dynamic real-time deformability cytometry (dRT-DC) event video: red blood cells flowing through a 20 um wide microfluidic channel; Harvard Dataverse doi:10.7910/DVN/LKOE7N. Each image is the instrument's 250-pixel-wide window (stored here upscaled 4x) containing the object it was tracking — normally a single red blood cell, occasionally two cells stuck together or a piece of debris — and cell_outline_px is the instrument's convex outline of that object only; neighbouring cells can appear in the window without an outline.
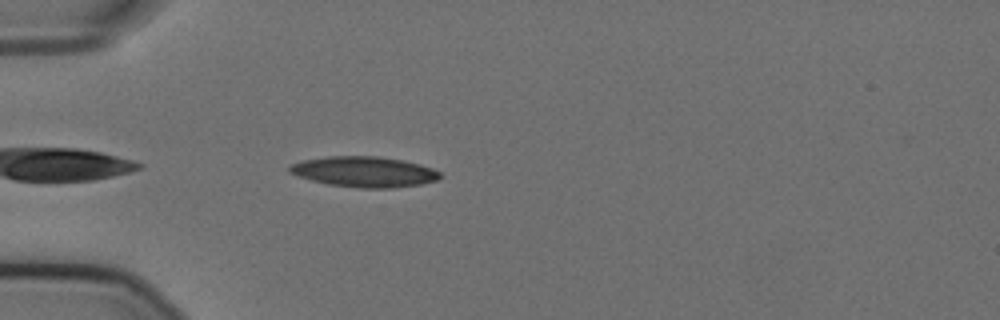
{"species": "Egyptian fruit bat (a non-hibernating species)", "species_latin": "Rousettus aegyptiacus", "temperature_condition": "cold", "stored_images_in_passage": 43, "camera_frame_rate_fps": 3000, "um_per_image_px": 0.085, "animal": {"sex": "female"}, "frame": {"image": 1, "passage_image": 3, "time_ms": 0.667, "image_size_px": [1000, 320], "cell_outline_px": [[440, 176], [436, 180], [420, 184], [392, 188], [360, 188], [328, 184], [312, 180], [288, 172], [288, 168], [292, 164], [300, 160], [328, 156], [380, 156], [404, 160], [420, 164], [432, 168], [440, 172]], "centroid_in_image_um": [30.95, 14.59], "position_along_channel_um": 54.0, "area_um2": 26.76}}
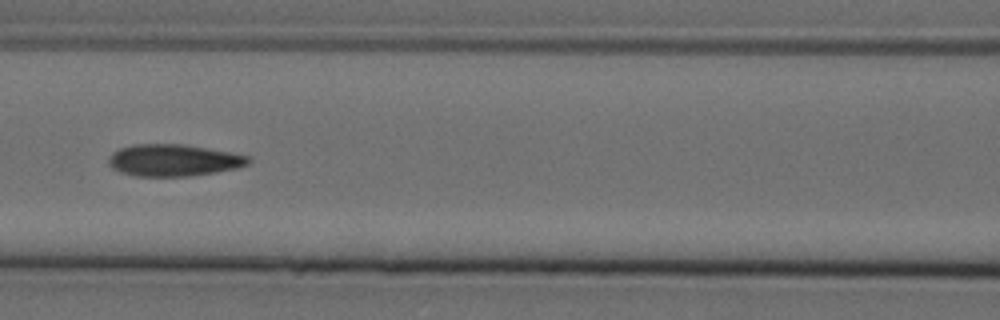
{"frame": {"image": 2, "passage_image": 12, "time_ms": 3.667, "image_size_px": [1000, 320], "cell_outline_px": [[252, 160], [248, 164], [240, 168], [216, 172], [188, 176], [136, 176], [120, 172], [112, 168], [108, 164], [108, 156], [112, 152], [120, 148], [132, 144], [180, 144], [232, 152], [248, 156]], "centroid_in_image_um": [14.75, 13.62], "position_along_channel_um": 151.9, "area_um2": 26.13}}
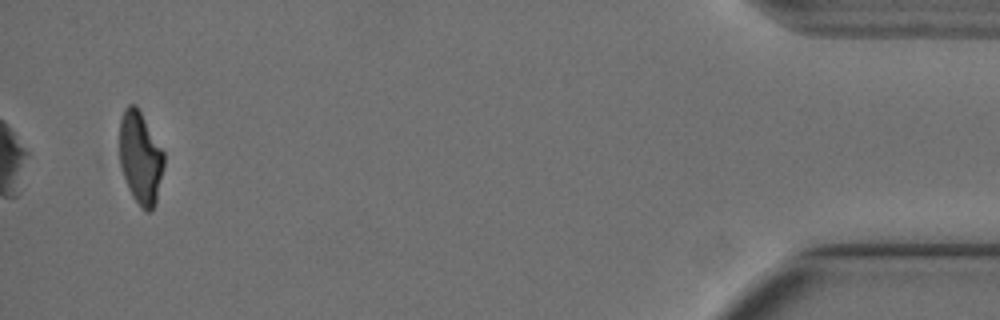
{"frame": {"image": 3, "passage_image": 41, "time_ms": 13.333, "image_size_px": [1000, 320], "cell_outline_px": [[164, 168], [156, 204], [148, 212], [144, 212], [140, 208], [132, 196], [128, 188], [120, 164], [120, 120], [124, 108], [128, 104], [136, 104], [164, 152]], "centroid_in_image_um": [11.94, 13.43], "position_along_channel_um": 423.3, "area_um2": 24.1}, "authors_computed_cell_mechanics": {"area_um2": 25.8944, "velocity_mm_per_s": 3.5874, "shape_relaxation_time_tau1_ms": 10.6849, "shape_relaxation_time_tau2_ms": 2.9105, "deformation_change_tau1": 0.2653, "deformation_change_tau2": 0.1015}}